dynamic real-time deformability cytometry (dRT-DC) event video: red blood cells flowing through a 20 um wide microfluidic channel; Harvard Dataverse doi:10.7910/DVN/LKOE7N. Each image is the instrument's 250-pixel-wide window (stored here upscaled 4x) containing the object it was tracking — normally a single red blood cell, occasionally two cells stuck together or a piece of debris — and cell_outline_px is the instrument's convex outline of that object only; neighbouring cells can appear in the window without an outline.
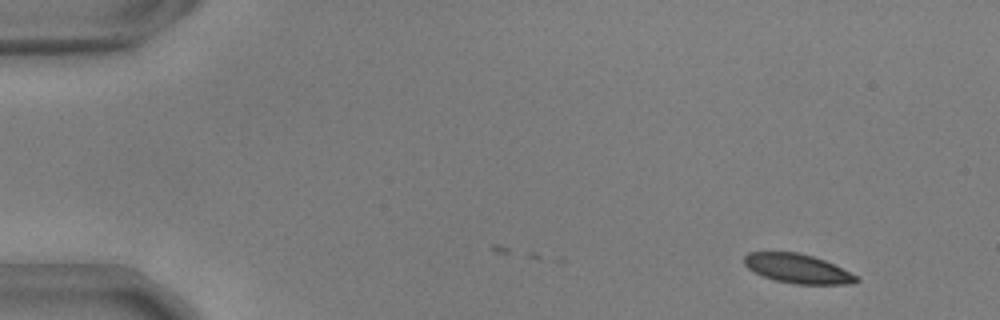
{"species": "common noctule bat (a hibernating species)", "species_latin": "Nyctalus noctula", "temperature_condition": "warm", "stored_images_in_passage": 4, "camera_frame_rate_fps": 3000, "um_per_image_px": 0.085, "animal": {"sex": "male", "body_mass_g": 17.9, "forearm_length_mm": 54.2}, "frame": {"image": 1, "passage_image": 4, "time_ms": 1.0, "image_size_px": [1000, 320], "cell_outline_px": [[860, 280], [856, 284], [792, 284], [776, 280], [764, 276], [748, 268], [744, 264], [744, 256], [748, 252], [796, 252], [812, 256], [824, 260], [860, 276]], "centroid_in_image_um": [67.85, 22.84], "position_along_channel_um": 17.2, "area_um2": 19.13}}